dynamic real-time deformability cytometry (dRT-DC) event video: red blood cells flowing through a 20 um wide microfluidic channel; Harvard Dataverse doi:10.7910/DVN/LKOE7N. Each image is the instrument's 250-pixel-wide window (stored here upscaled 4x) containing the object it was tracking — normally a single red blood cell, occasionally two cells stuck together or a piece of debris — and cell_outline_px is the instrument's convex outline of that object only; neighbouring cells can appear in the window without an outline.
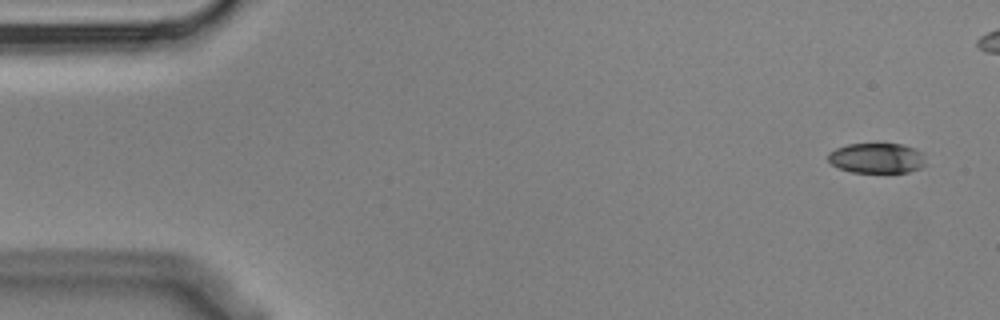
{"species": "Egyptian fruit bat (a non-hibernating species)", "species_latin": "Rousettus aegyptiacus", "temperature_condition": "cold", "stored_images_in_passage": 6, "camera_frame_rate_fps": 3000, "um_per_image_px": 0.085, "animal": {"sex": "male"}, "frame": {"image": 1, "passage_image": 1, "time_ms": 0.0, "image_size_px": [1000, 320], "cell_outline_px": [[924, 164], [920, 168], [908, 172], [852, 172], [840, 168], [832, 164], [828, 160], [828, 152], [836, 148], [848, 144], [900, 144], [916, 148], [924, 152]], "centroid_in_image_um": [74.54, 13.43], "position_along_channel_um": 10.5, "area_um2": 17.17}}